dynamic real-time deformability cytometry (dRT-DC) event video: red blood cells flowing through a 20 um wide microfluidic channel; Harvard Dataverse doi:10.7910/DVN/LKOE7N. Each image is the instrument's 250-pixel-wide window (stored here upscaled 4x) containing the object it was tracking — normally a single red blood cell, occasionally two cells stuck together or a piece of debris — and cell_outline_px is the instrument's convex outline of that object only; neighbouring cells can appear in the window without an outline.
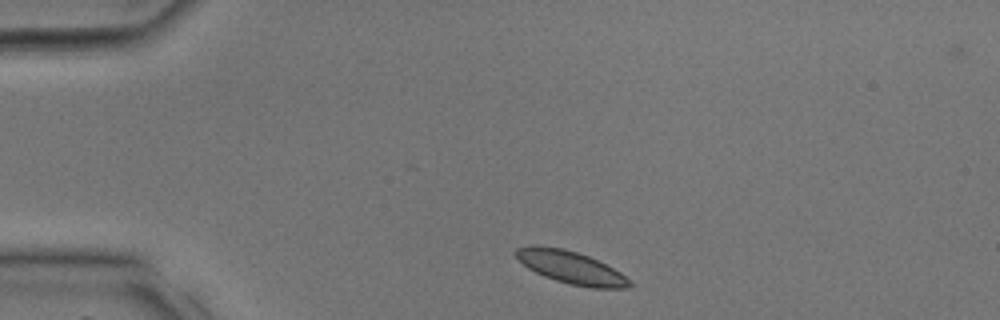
{"species": "common noctule bat (a hibernating species)", "species_latin": "Nyctalus noctula", "temperature_condition": "room temperature", "stored_images_in_passage": 29, "camera_frame_rate_fps": 3000, "um_per_image_px": 0.085, "animal": {"sex": "male", "body_mass_g": 17.9, "forearm_length_mm": 54.2}, "frame": {"image": 1, "passage_image": 1, "time_ms": 0.0, "image_size_px": [1000, 320], "cell_outline_px": [[632, 284], [628, 288], [588, 288], [568, 284], [544, 276], [528, 268], [516, 256], [516, 248], [532, 244], [564, 248], [588, 256], [620, 272]], "centroid_in_image_um": [48.5, 22.73], "position_along_channel_um": 36.5, "area_um2": 21.39}}
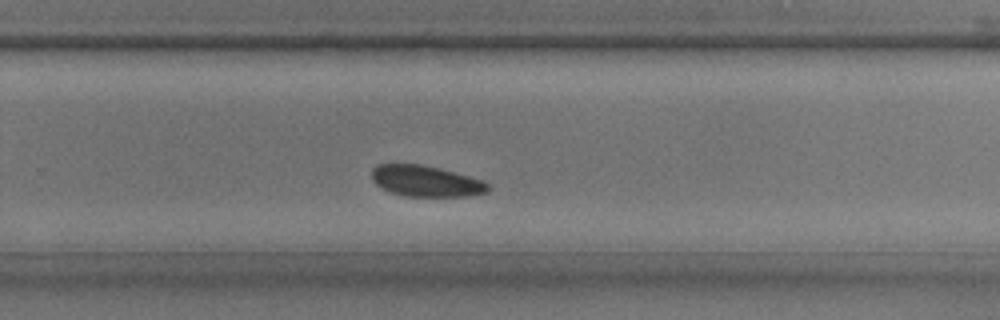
{"frame": {"image": 2, "passage_image": 17, "time_ms": 5.333, "image_size_px": [1000, 320], "cell_outline_px": [[488, 192], [464, 196], [404, 196], [380, 188], [372, 180], [372, 168], [376, 164], [420, 164], [440, 168], [484, 180], [488, 184]], "centroid_in_image_um": [36.17, 15.38], "position_along_channel_um": 293.6, "area_um2": 21.04}}
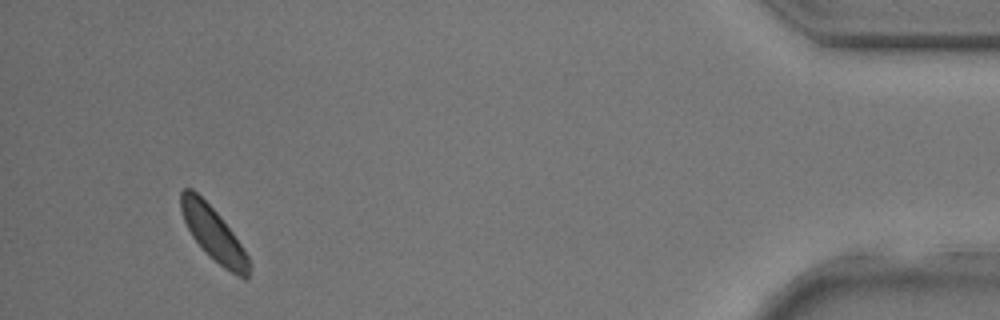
{"frame": {"image": 3, "passage_image": 27, "time_ms": 8.667, "image_size_px": [1000, 320], "cell_outline_px": [[248, 280], [244, 280], [224, 268], [192, 236], [184, 220], [180, 208], [180, 192], [184, 188], [192, 188], [220, 216], [232, 232], [248, 256]], "centroid_in_image_um": [18.13, 19.84], "position_along_channel_um": 417.1, "area_um2": 20.46}}